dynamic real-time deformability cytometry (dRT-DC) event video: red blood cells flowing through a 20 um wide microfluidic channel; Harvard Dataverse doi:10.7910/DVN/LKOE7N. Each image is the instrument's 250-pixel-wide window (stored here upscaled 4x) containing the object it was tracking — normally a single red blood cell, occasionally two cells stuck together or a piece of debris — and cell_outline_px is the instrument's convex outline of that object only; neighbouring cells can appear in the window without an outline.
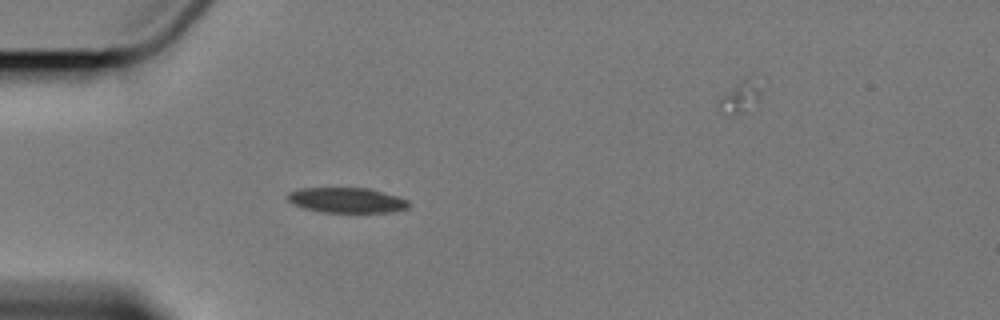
{"species": "Egyptian fruit bat (a non-hibernating species)", "species_latin": "Rousettus aegyptiacus", "temperature_condition": "cold", "stored_images_in_passage": 6, "camera_frame_rate_fps": 3000, "um_per_image_px": 0.085, "animal": {"sex": "female"}, "frame": {"image": 1, "passage_image": 5, "time_ms": 5.667, "image_size_px": [1000, 320], "cell_outline_px": [[408, 208], [392, 212], [324, 212], [304, 208], [288, 200], [288, 192], [300, 188], [368, 188], [396, 196], [408, 200]], "centroid_in_image_um": [29.48, 17.01], "position_along_channel_um": 55.5, "area_um2": 17.51}}